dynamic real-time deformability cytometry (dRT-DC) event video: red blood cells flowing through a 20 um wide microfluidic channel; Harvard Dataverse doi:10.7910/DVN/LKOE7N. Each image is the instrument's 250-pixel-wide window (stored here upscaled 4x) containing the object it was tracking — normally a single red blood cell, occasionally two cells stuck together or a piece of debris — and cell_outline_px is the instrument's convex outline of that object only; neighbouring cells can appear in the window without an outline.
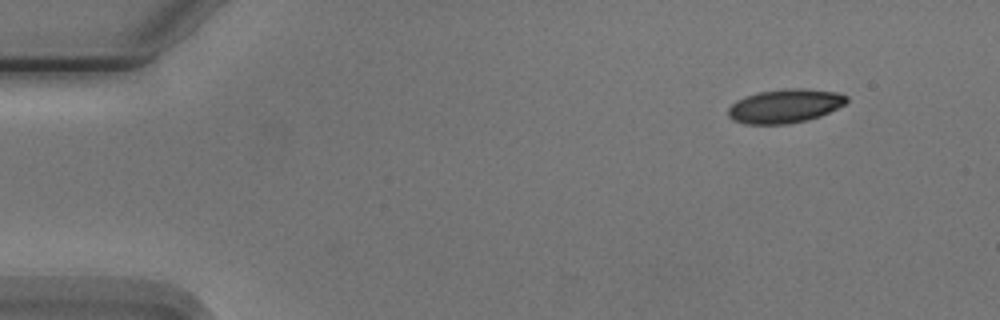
{"species": "Egyptian fruit bat (a non-hibernating species)", "species_latin": "Rousettus aegyptiacus", "temperature_condition": "cold", "stored_images_in_passage": 4, "camera_frame_rate_fps": 3000, "um_per_image_px": 0.085, "animal": {"sex": "male"}, "frame": {"image": 1, "passage_image": 1, "time_ms": 0.0, "image_size_px": [1000, 320], "cell_outline_px": [[848, 100], [844, 104], [820, 116], [808, 120], [788, 124], [744, 124], [732, 120], [728, 116], [728, 108], [736, 100], [760, 92], [784, 88], [804, 88], [836, 92], [848, 96]], "centroid_in_image_um": [66.71, 9.01], "position_along_channel_um": 18.3, "area_um2": 23.35}}
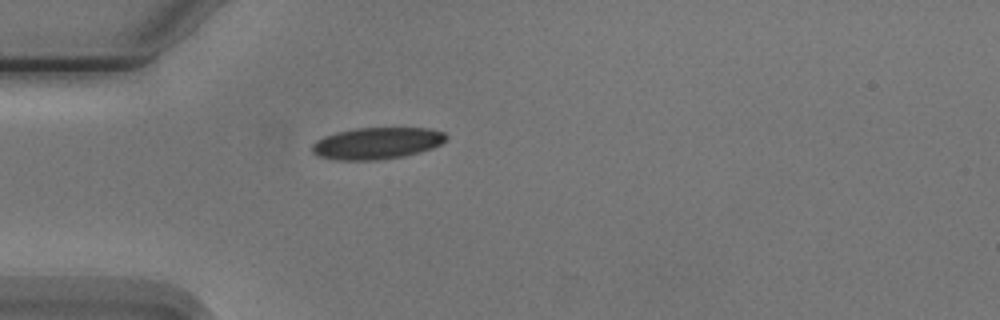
{"frame": {"image": 2, "passage_image": 4, "time_ms": 3.333, "image_size_px": [1000, 320], "cell_outline_px": [[448, 140], [432, 148], [404, 156], [372, 160], [336, 160], [316, 156], [312, 152], [312, 144], [316, 140], [324, 136], [336, 132], [356, 128], [428, 128], [444, 132], [448, 136]], "centroid_in_image_um": [32.02, 12.17], "position_along_channel_um": 53.0, "area_um2": 24.85}}